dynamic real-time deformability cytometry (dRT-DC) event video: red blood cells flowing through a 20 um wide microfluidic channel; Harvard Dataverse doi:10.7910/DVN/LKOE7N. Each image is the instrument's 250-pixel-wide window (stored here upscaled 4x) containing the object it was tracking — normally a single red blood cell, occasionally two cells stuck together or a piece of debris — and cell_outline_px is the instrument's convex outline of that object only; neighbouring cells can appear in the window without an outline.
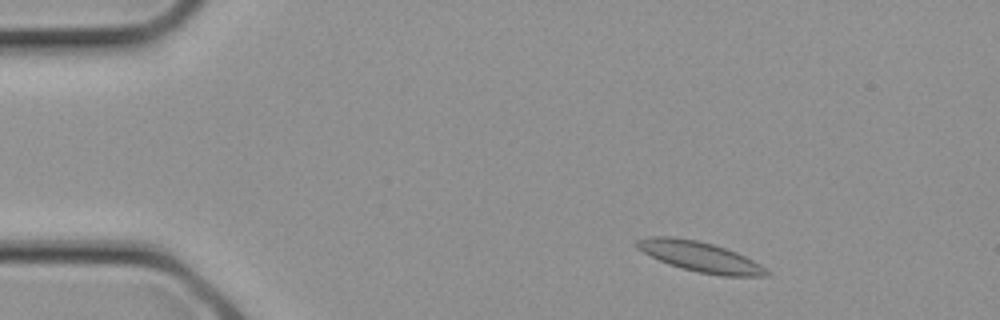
{"species": "common noctule bat (a hibernating species)", "species_latin": "Nyctalus noctula", "temperature_condition": "cold", "stored_images_in_passage": 8, "camera_frame_rate_fps": 3000, "um_per_image_px": 0.085, "animal": {"sex": "female", "body_mass_g": 21.9}, "frame": {"image": 1, "passage_image": 2, "time_ms": 0.333, "image_size_px": [1000, 320], "cell_outline_px": [[768, 276], [724, 276], [696, 272], [668, 264], [636, 248], [636, 240], [648, 236], [672, 236], [696, 240], [712, 244], [736, 252], [760, 264], [768, 272]], "centroid_in_image_um": [59.47, 21.81], "position_along_channel_um": 25.5, "area_um2": 22.54}}
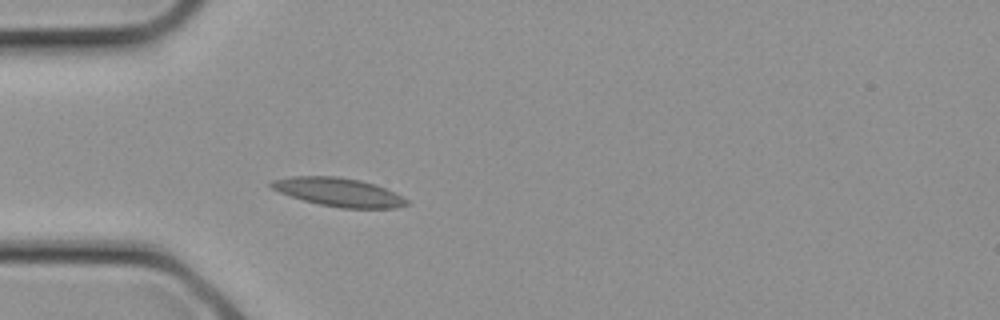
{"frame": {"image": 2, "passage_image": 6, "time_ms": 1.667, "image_size_px": [1000, 320], "cell_outline_px": [[408, 204], [396, 208], [340, 208], [320, 204], [304, 200], [280, 192], [272, 188], [268, 184], [272, 180], [292, 176], [336, 176], [360, 180], [376, 184], [408, 200]], "centroid_in_image_um": [28.77, 16.32], "position_along_channel_um": 56.2, "area_um2": 22.25}}
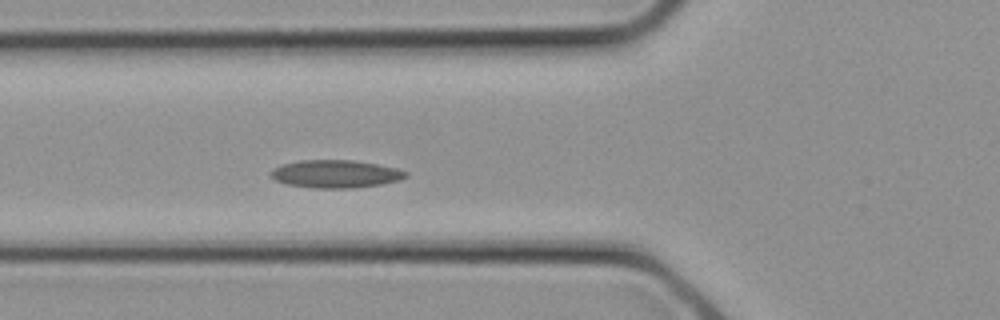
{"frame": {"image": 3, "passage_image": 8, "time_ms": 2.333, "image_size_px": [1000, 320], "cell_outline_px": [[408, 176], [400, 180], [380, 184], [352, 188], [312, 188], [288, 184], [276, 180], [268, 176], [268, 172], [272, 168], [284, 164], [300, 160], [352, 160], [376, 164], [396, 168], [408, 172]], "centroid_in_image_um": [28.49, 14.78], "position_along_channel_um": 97.3, "area_um2": 21.91}}